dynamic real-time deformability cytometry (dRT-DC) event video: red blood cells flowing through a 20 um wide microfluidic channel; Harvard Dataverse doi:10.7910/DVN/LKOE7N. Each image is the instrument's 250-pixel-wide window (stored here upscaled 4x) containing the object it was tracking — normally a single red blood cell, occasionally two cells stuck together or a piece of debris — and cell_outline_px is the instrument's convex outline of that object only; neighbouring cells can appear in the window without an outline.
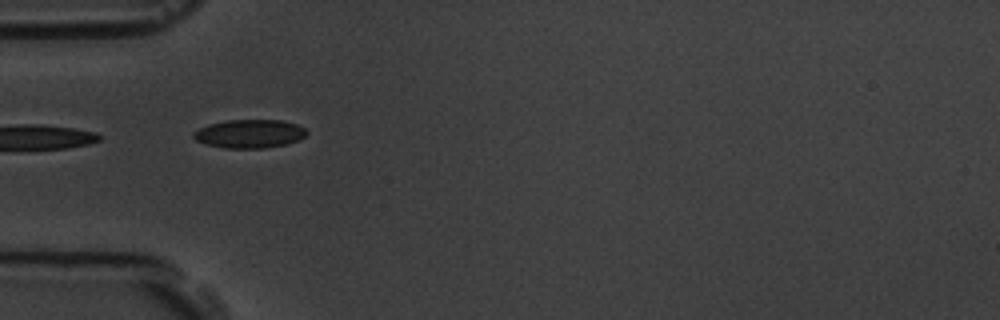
{"species": "common noctule bat (a hibernating species)", "species_latin": "Nyctalus noctula", "temperature_condition": "room temperature", "stored_images_in_passage": 4, "camera_frame_rate_fps": 3000, "um_per_image_px": 0.085, "animal": {"sex": "male", "body_mass_g": 19.5, "forearm_length_mm": 54.6}, "frame": {"image": 1, "passage_image": 3, "time_ms": 2.333, "image_size_px": [1000, 320], "cell_outline_px": [[308, 132], [300, 140], [284, 144], [264, 148], [224, 148], [208, 144], [196, 140], [192, 136], [192, 132], [208, 124], [228, 120], [280, 120], [296, 124], [304, 128]], "centroid_in_image_um": [21.2, 11.36], "position_along_channel_um": 63.8, "area_um2": 18.67}}
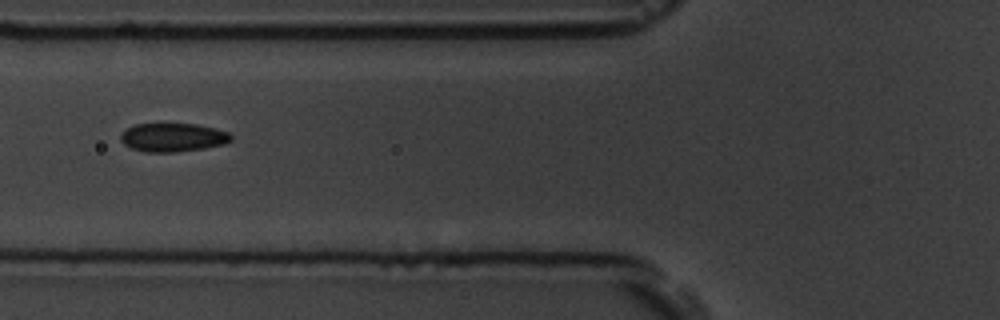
{"frame": {"image": 2, "passage_image": 4, "time_ms": 3.667, "image_size_px": [1000, 320], "cell_outline_px": [[232, 140], [224, 144], [204, 148], [176, 152], [144, 152], [132, 148], [124, 144], [120, 140], [120, 136], [128, 128], [136, 124], [196, 124], [216, 128], [228, 132], [232, 136]], "centroid_in_image_um": [14.72, 11.68], "position_along_channel_um": 111.1, "area_um2": 18.32}}